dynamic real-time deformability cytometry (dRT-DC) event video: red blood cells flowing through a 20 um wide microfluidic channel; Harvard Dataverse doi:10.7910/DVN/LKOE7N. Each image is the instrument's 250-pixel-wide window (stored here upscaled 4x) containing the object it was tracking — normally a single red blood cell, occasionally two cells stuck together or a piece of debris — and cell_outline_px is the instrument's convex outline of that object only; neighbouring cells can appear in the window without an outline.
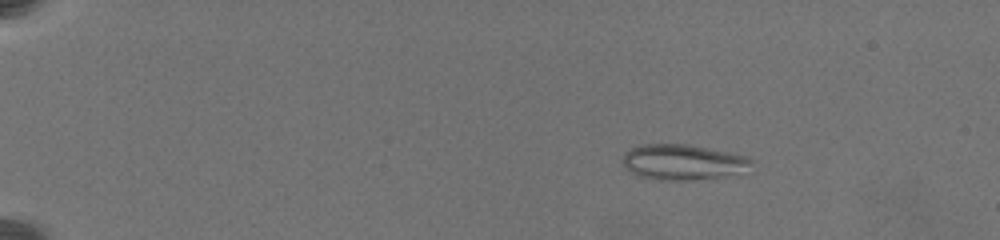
{"species": "common noctule bat (a hibernating species)", "species_latin": "Nyctalus noctula", "temperature_condition": "warm", "stored_images_in_passage": 16, "camera_frame_rate_fps": 3000, "um_per_image_px": 0.085, "animal": {"sex": "female", "body_mass_g": 19.5, "forearm_length_mm": 54.1}, "frame": {"image": 1, "passage_image": 1, "time_ms": 0.0, "image_size_px": [1000, 240], "cell_outline_px": [[752, 160], [748, 164], [724, 176], [684, 180], [664, 180], [640, 176], [632, 172], [624, 164], [624, 156], [632, 148], [640, 144], [688, 144], [728, 152], [744, 156]], "centroid_in_image_um": [57.94, 13.75], "position_along_channel_um": 27.1, "area_um2": 25.37}}